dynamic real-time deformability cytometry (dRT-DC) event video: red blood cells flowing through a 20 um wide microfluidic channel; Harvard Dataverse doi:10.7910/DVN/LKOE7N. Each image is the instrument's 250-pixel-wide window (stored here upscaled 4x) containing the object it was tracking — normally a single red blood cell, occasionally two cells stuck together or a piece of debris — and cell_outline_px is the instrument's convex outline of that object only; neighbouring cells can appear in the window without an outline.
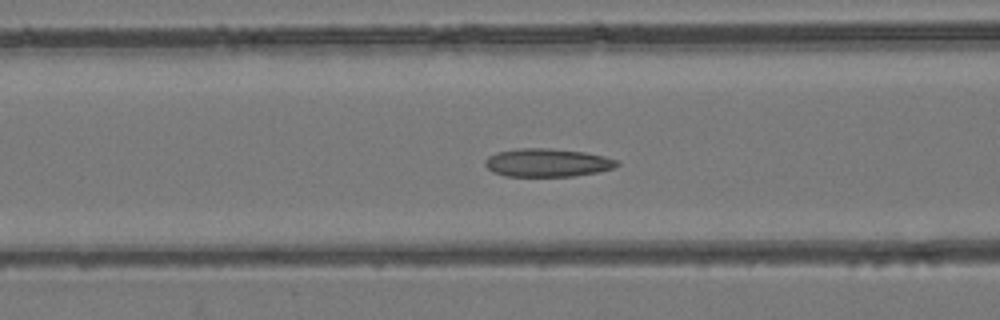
{"species": "common noctule bat (a hibernating species)", "species_latin": "Nyctalus noctula", "temperature_condition": "room temperature", "stored_images_in_passage": 52, "camera_frame_rate_fps": 3000, "um_per_image_px": 0.085, "animal": {"sex": "female", "body_mass_g": 24.6, "forearm_length_mm": 56.2}, "frame": {"image": 1, "passage_image": 21, "time_ms": 6.667, "image_size_px": [1000, 320], "cell_outline_px": [[620, 164], [612, 168], [596, 172], [572, 176], [504, 176], [492, 172], [484, 164], [484, 160], [488, 156], [496, 152], [520, 148], [548, 148], [584, 152], [604, 156], [620, 160]], "centroid_in_image_um": [46.5, 13.82], "position_along_channel_um": 120.1, "area_um2": 21.73}}
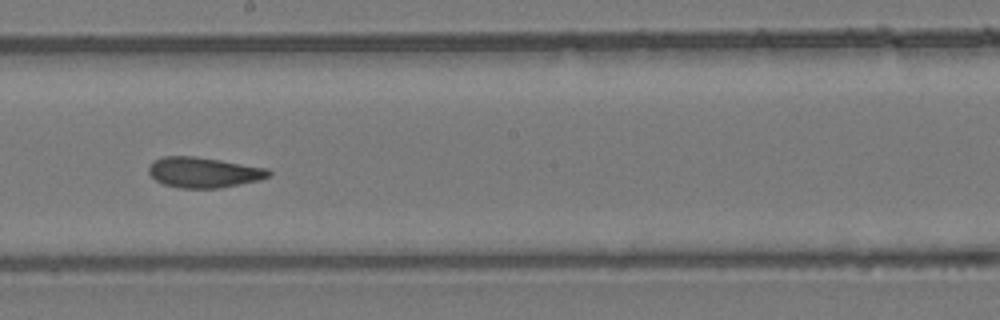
{"frame": {"image": 2, "passage_image": 29, "time_ms": 9.333, "image_size_px": [1000, 320], "cell_outline_px": [[272, 172], [268, 176], [260, 180], [220, 188], [180, 188], [164, 184], [156, 180], [148, 172], [148, 168], [152, 160], [164, 156], [192, 156], [220, 160], [268, 168]], "centroid_in_image_um": [17.3, 14.65], "position_along_channel_um": 230.9, "area_um2": 21.27}}
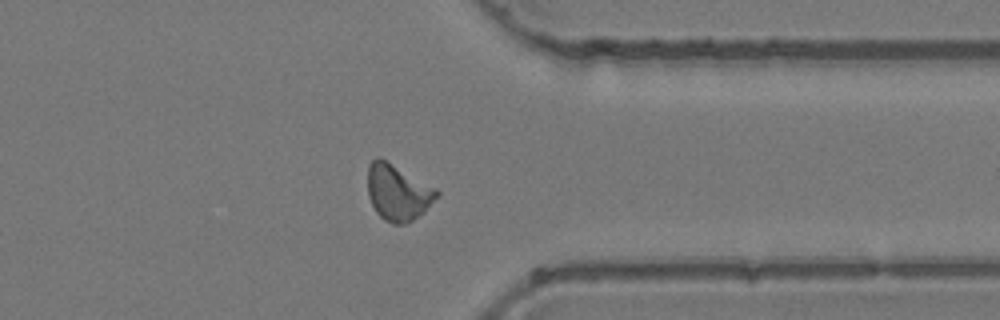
{"frame": {"image": 3, "passage_image": 40, "time_ms": 13.0, "image_size_px": [1000, 320], "cell_outline_px": [[440, 196], [424, 212], [412, 220], [404, 224], [392, 224], [384, 220], [376, 212], [368, 196], [368, 164], [376, 156], [380, 156], [436, 188], [440, 192]], "centroid_in_image_um": [33.82, 16.34], "position_along_channel_um": 377.6, "area_um2": 22.83}}